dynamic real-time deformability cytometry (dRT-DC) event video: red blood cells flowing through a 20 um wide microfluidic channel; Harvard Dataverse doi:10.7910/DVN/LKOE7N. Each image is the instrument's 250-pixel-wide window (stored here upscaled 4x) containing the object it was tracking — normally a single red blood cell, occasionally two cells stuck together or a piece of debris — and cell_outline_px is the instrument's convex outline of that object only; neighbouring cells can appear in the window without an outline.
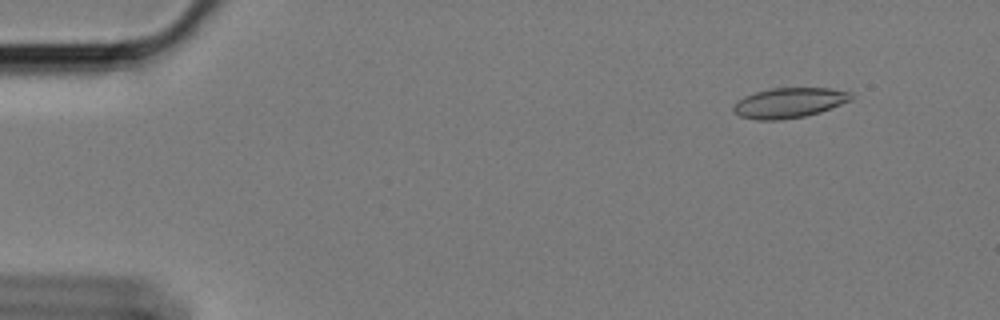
{"species": "Egyptian fruit bat (a non-hibernating species)", "species_latin": "Rousettus aegyptiacus", "temperature_condition": "cold", "stored_images_in_passage": 10, "camera_frame_rate_fps": 3000, "um_per_image_px": 0.085, "animal": {"sex": "female"}, "frame": {"image": 1, "passage_image": 6, "time_ms": 1.667, "image_size_px": [1000, 320], "cell_outline_px": [[852, 100], [832, 108], [820, 112], [804, 116], [780, 120], [756, 120], [740, 116], [732, 108], [736, 100], [744, 96], [756, 92], [772, 88], [832, 88], [852, 92]], "centroid_in_image_um": [67.09, 8.73], "position_along_channel_um": 17.9, "area_um2": 20.75}}